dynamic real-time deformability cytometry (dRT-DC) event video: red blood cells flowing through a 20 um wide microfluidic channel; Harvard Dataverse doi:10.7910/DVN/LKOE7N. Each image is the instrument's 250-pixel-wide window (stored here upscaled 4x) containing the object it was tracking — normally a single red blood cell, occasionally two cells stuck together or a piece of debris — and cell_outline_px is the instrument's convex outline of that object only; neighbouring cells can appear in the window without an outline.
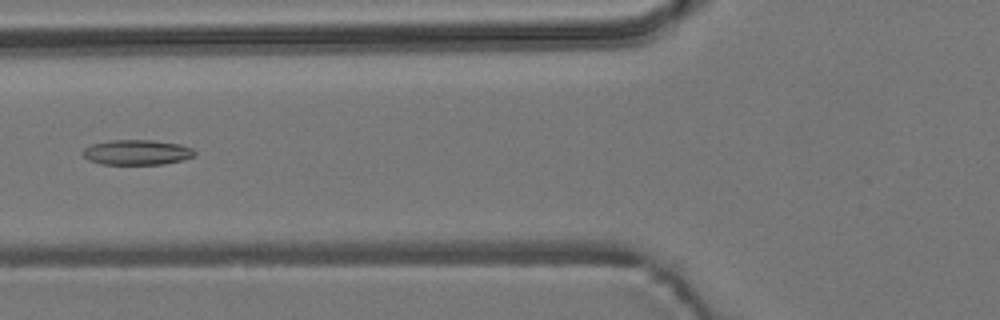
{"species": "common noctule bat (a hibernating species)", "species_latin": "Nyctalus noctula", "temperature_condition": "room temperature", "stored_images_in_passage": 8, "camera_frame_rate_fps": 3000, "um_per_image_px": 0.085, "animal": {"sex": "male", "body_mass_g": 19.2, "forearm_length_mm": 51.8}, "frame": {"image": 1, "passage_image": 5, "time_ms": 4.667, "image_size_px": [1000, 320], "cell_outline_px": [[196, 156], [184, 160], [164, 164], [100, 164], [88, 160], [80, 152], [84, 148], [92, 144], [112, 140], [152, 140], [180, 144], [192, 148], [196, 152]], "centroid_in_image_um": [11.65, 12.95], "position_along_channel_um": 114.1, "area_um2": 16.53}}
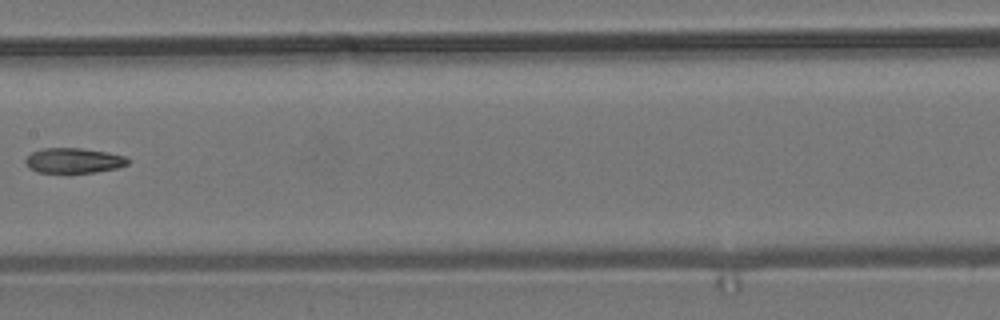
{"frame": {"image": 2, "passage_image": 7, "time_ms": 7.0, "image_size_px": [1000, 320], "cell_outline_px": [[128, 164], [116, 168], [96, 172], [68, 176], [36, 172], [28, 168], [24, 164], [24, 160], [32, 152], [44, 148], [80, 148], [108, 152], [128, 156]], "centroid_in_image_um": [6.22, 13.7], "position_along_channel_um": 201.2, "area_um2": 15.9}}
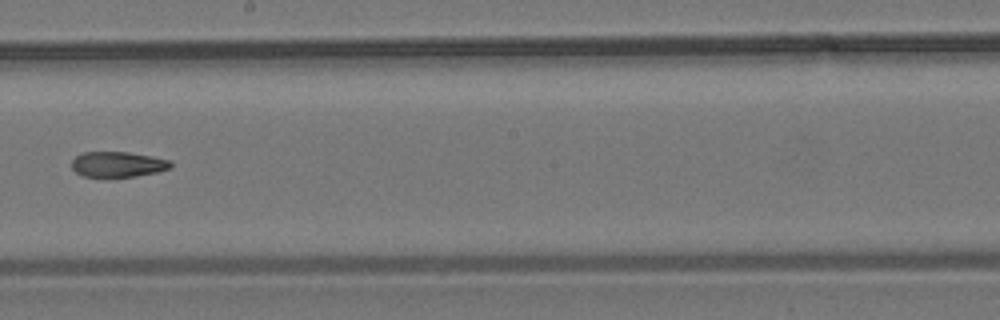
{"frame": {"image": 3, "passage_image": 8, "time_ms": 8.0, "image_size_px": [1000, 320], "cell_outline_px": [[172, 168], [156, 172], [136, 176], [84, 176], [76, 172], [72, 168], [72, 160], [76, 156], [84, 152], [128, 152], [152, 156], [172, 160]], "centroid_in_image_um": [10.05, 13.95], "position_along_channel_um": 238.1, "area_um2": 14.57}}